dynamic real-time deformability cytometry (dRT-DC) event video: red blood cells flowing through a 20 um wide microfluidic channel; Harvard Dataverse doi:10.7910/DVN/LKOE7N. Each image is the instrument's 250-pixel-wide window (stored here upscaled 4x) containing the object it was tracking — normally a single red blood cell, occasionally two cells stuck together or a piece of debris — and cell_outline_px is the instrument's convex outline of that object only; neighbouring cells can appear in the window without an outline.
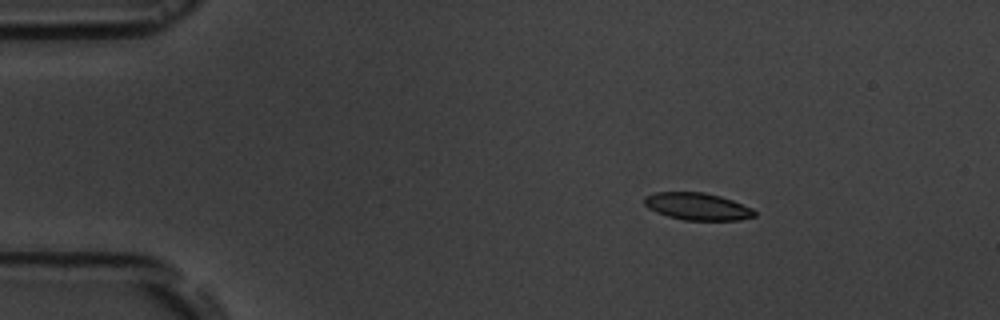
{"species": "common noctule bat (a hibernating species)", "species_latin": "Nyctalus noctula", "temperature_condition": "room temperature", "stored_images_in_passage": 3, "camera_frame_rate_fps": 3000, "um_per_image_px": 0.085, "animal": {"sex": "male", "body_mass_g": 19.5, "forearm_length_mm": 54.6}, "frame": {"image": 1, "passage_image": 1, "time_ms": 0.0, "image_size_px": [1000, 320], "cell_outline_px": [[756, 216], [740, 220], [684, 220], [668, 216], [656, 212], [648, 208], [644, 204], [644, 196], [656, 192], [704, 192], [720, 196], [732, 200], [752, 208], [756, 212]], "centroid_in_image_um": [59.27, 17.55], "position_along_channel_um": 25.7, "area_um2": 17.51}}